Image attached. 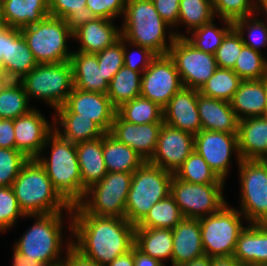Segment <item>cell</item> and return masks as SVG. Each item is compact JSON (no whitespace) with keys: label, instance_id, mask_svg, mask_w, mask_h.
Returning <instances> with one entry per match:
<instances>
[{"label":"cell","instance_id":"obj_66","mask_svg":"<svg viewBox=\"0 0 267 266\" xmlns=\"http://www.w3.org/2000/svg\"><path fill=\"white\" fill-rule=\"evenodd\" d=\"M262 117L267 121V108L265 109Z\"/></svg>","mask_w":267,"mask_h":266},{"label":"cell","instance_id":"obj_14","mask_svg":"<svg viewBox=\"0 0 267 266\" xmlns=\"http://www.w3.org/2000/svg\"><path fill=\"white\" fill-rule=\"evenodd\" d=\"M175 63L168 55H157L142 73L140 96L164 108L183 88Z\"/></svg>","mask_w":267,"mask_h":266},{"label":"cell","instance_id":"obj_27","mask_svg":"<svg viewBox=\"0 0 267 266\" xmlns=\"http://www.w3.org/2000/svg\"><path fill=\"white\" fill-rule=\"evenodd\" d=\"M70 62L73 68V85L82 91L107 94L109 83L104 79L96 54L73 50Z\"/></svg>","mask_w":267,"mask_h":266},{"label":"cell","instance_id":"obj_54","mask_svg":"<svg viewBox=\"0 0 267 266\" xmlns=\"http://www.w3.org/2000/svg\"><path fill=\"white\" fill-rule=\"evenodd\" d=\"M61 266H102L98 263L82 256L78 251H76L72 246L67 250L63 260L61 261Z\"/></svg>","mask_w":267,"mask_h":266},{"label":"cell","instance_id":"obj_12","mask_svg":"<svg viewBox=\"0 0 267 266\" xmlns=\"http://www.w3.org/2000/svg\"><path fill=\"white\" fill-rule=\"evenodd\" d=\"M225 183H189L173 175L171 192L185 218L199 219L219 211L226 203Z\"/></svg>","mask_w":267,"mask_h":266},{"label":"cell","instance_id":"obj_30","mask_svg":"<svg viewBox=\"0 0 267 266\" xmlns=\"http://www.w3.org/2000/svg\"><path fill=\"white\" fill-rule=\"evenodd\" d=\"M84 192L93 184L101 181L107 172L103 151L102 137L75 144Z\"/></svg>","mask_w":267,"mask_h":266},{"label":"cell","instance_id":"obj_25","mask_svg":"<svg viewBox=\"0 0 267 266\" xmlns=\"http://www.w3.org/2000/svg\"><path fill=\"white\" fill-rule=\"evenodd\" d=\"M241 231L233 257L244 266L267 264V223H248Z\"/></svg>","mask_w":267,"mask_h":266},{"label":"cell","instance_id":"obj_39","mask_svg":"<svg viewBox=\"0 0 267 266\" xmlns=\"http://www.w3.org/2000/svg\"><path fill=\"white\" fill-rule=\"evenodd\" d=\"M241 81L232 69L217 68L200 88L199 93L206 97L231 102Z\"/></svg>","mask_w":267,"mask_h":266},{"label":"cell","instance_id":"obj_35","mask_svg":"<svg viewBox=\"0 0 267 266\" xmlns=\"http://www.w3.org/2000/svg\"><path fill=\"white\" fill-rule=\"evenodd\" d=\"M116 113L132 124L164 123L163 108L142 96L123 103Z\"/></svg>","mask_w":267,"mask_h":266},{"label":"cell","instance_id":"obj_49","mask_svg":"<svg viewBox=\"0 0 267 266\" xmlns=\"http://www.w3.org/2000/svg\"><path fill=\"white\" fill-rule=\"evenodd\" d=\"M98 65L101 68L104 79L110 83L113 76L124 66L123 59V37L115 41L103 51L98 52Z\"/></svg>","mask_w":267,"mask_h":266},{"label":"cell","instance_id":"obj_58","mask_svg":"<svg viewBox=\"0 0 267 266\" xmlns=\"http://www.w3.org/2000/svg\"><path fill=\"white\" fill-rule=\"evenodd\" d=\"M212 266H244L234 257L212 258Z\"/></svg>","mask_w":267,"mask_h":266},{"label":"cell","instance_id":"obj_26","mask_svg":"<svg viewBox=\"0 0 267 266\" xmlns=\"http://www.w3.org/2000/svg\"><path fill=\"white\" fill-rule=\"evenodd\" d=\"M238 148L244 160H267V121L263 117L239 121Z\"/></svg>","mask_w":267,"mask_h":266},{"label":"cell","instance_id":"obj_17","mask_svg":"<svg viewBox=\"0 0 267 266\" xmlns=\"http://www.w3.org/2000/svg\"><path fill=\"white\" fill-rule=\"evenodd\" d=\"M117 109L107 94L82 91L73 88L64 105L55 113H76L97 123L106 133H110Z\"/></svg>","mask_w":267,"mask_h":266},{"label":"cell","instance_id":"obj_52","mask_svg":"<svg viewBox=\"0 0 267 266\" xmlns=\"http://www.w3.org/2000/svg\"><path fill=\"white\" fill-rule=\"evenodd\" d=\"M160 17L172 28L178 26L180 0H152ZM177 25V26H176Z\"/></svg>","mask_w":267,"mask_h":266},{"label":"cell","instance_id":"obj_8","mask_svg":"<svg viewBox=\"0 0 267 266\" xmlns=\"http://www.w3.org/2000/svg\"><path fill=\"white\" fill-rule=\"evenodd\" d=\"M20 83L30 98L44 100L54 111L64 105L74 88L70 61L38 64Z\"/></svg>","mask_w":267,"mask_h":266},{"label":"cell","instance_id":"obj_23","mask_svg":"<svg viewBox=\"0 0 267 266\" xmlns=\"http://www.w3.org/2000/svg\"><path fill=\"white\" fill-rule=\"evenodd\" d=\"M172 266H179L205 255L200 220L184 218L173 229Z\"/></svg>","mask_w":267,"mask_h":266},{"label":"cell","instance_id":"obj_50","mask_svg":"<svg viewBox=\"0 0 267 266\" xmlns=\"http://www.w3.org/2000/svg\"><path fill=\"white\" fill-rule=\"evenodd\" d=\"M130 46L135 47V51H137L131 52L129 49ZM156 56L157 55L148 48L131 43L123 38V62L124 66L129 69L143 73Z\"/></svg>","mask_w":267,"mask_h":266},{"label":"cell","instance_id":"obj_56","mask_svg":"<svg viewBox=\"0 0 267 266\" xmlns=\"http://www.w3.org/2000/svg\"><path fill=\"white\" fill-rule=\"evenodd\" d=\"M13 262L12 266H44V264L40 263L37 260H33L28 258V256H24L13 248Z\"/></svg>","mask_w":267,"mask_h":266},{"label":"cell","instance_id":"obj_40","mask_svg":"<svg viewBox=\"0 0 267 266\" xmlns=\"http://www.w3.org/2000/svg\"><path fill=\"white\" fill-rule=\"evenodd\" d=\"M215 19L212 0H180L178 26L187 33Z\"/></svg>","mask_w":267,"mask_h":266},{"label":"cell","instance_id":"obj_16","mask_svg":"<svg viewBox=\"0 0 267 266\" xmlns=\"http://www.w3.org/2000/svg\"><path fill=\"white\" fill-rule=\"evenodd\" d=\"M195 135L163 123L151 164L175 173L194 151Z\"/></svg>","mask_w":267,"mask_h":266},{"label":"cell","instance_id":"obj_21","mask_svg":"<svg viewBox=\"0 0 267 266\" xmlns=\"http://www.w3.org/2000/svg\"><path fill=\"white\" fill-rule=\"evenodd\" d=\"M162 125L163 123L132 124L116 113L110 134L148 161L155 152Z\"/></svg>","mask_w":267,"mask_h":266},{"label":"cell","instance_id":"obj_2","mask_svg":"<svg viewBox=\"0 0 267 266\" xmlns=\"http://www.w3.org/2000/svg\"><path fill=\"white\" fill-rule=\"evenodd\" d=\"M51 144L49 156L43 157ZM44 150V151H43ZM44 167L56 192L71 207L78 206L85 192L82 189V177L75 144L62 138L55 130L48 136L42 153L36 158Z\"/></svg>","mask_w":267,"mask_h":266},{"label":"cell","instance_id":"obj_1","mask_svg":"<svg viewBox=\"0 0 267 266\" xmlns=\"http://www.w3.org/2000/svg\"><path fill=\"white\" fill-rule=\"evenodd\" d=\"M136 226L126 218L99 217L72 213V247L82 256L102 266L130 251L135 243Z\"/></svg>","mask_w":267,"mask_h":266},{"label":"cell","instance_id":"obj_42","mask_svg":"<svg viewBox=\"0 0 267 266\" xmlns=\"http://www.w3.org/2000/svg\"><path fill=\"white\" fill-rule=\"evenodd\" d=\"M262 52L244 46L232 69L242 81L267 77V59Z\"/></svg>","mask_w":267,"mask_h":266},{"label":"cell","instance_id":"obj_45","mask_svg":"<svg viewBox=\"0 0 267 266\" xmlns=\"http://www.w3.org/2000/svg\"><path fill=\"white\" fill-rule=\"evenodd\" d=\"M26 217L18 205L12 186L0 187V233L7 232L19 218Z\"/></svg>","mask_w":267,"mask_h":266},{"label":"cell","instance_id":"obj_64","mask_svg":"<svg viewBox=\"0 0 267 266\" xmlns=\"http://www.w3.org/2000/svg\"><path fill=\"white\" fill-rule=\"evenodd\" d=\"M3 19H2V11H1V4H0V26L3 25Z\"/></svg>","mask_w":267,"mask_h":266},{"label":"cell","instance_id":"obj_61","mask_svg":"<svg viewBox=\"0 0 267 266\" xmlns=\"http://www.w3.org/2000/svg\"><path fill=\"white\" fill-rule=\"evenodd\" d=\"M261 11L267 16V0H256V13L260 14ZM265 18L267 19V17ZM266 19L265 21H267Z\"/></svg>","mask_w":267,"mask_h":266},{"label":"cell","instance_id":"obj_32","mask_svg":"<svg viewBox=\"0 0 267 266\" xmlns=\"http://www.w3.org/2000/svg\"><path fill=\"white\" fill-rule=\"evenodd\" d=\"M102 151L107 172L133 173L145 162L134 149L119 142L110 133L102 136Z\"/></svg>","mask_w":267,"mask_h":266},{"label":"cell","instance_id":"obj_57","mask_svg":"<svg viewBox=\"0 0 267 266\" xmlns=\"http://www.w3.org/2000/svg\"><path fill=\"white\" fill-rule=\"evenodd\" d=\"M107 266H135L133 260V247L127 253L118 256Z\"/></svg>","mask_w":267,"mask_h":266},{"label":"cell","instance_id":"obj_60","mask_svg":"<svg viewBox=\"0 0 267 266\" xmlns=\"http://www.w3.org/2000/svg\"><path fill=\"white\" fill-rule=\"evenodd\" d=\"M6 24L0 26V59L2 58L3 54H5L6 48V31L9 29Z\"/></svg>","mask_w":267,"mask_h":266},{"label":"cell","instance_id":"obj_9","mask_svg":"<svg viewBox=\"0 0 267 266\" xmlns=\"http://www.w3.org/2000/svg\"><path fill=\"white\" fill-rule=\"evenodd\" d=\"M133 173L108 172L90 186L84 200L72 208V213H89L99 217L125 218V207Z\"/></svg>","mask_w":267,"mask_h":266},{"label":"cell","instance_id":"obj_65","mask_svg":"<svg viewBox=\"0 0 267 266\" xmlns=\"http://www.w3.org/2000/svg\"><path fill=\"white\" fill-rule=\"evenodd\" d=\"M44 266H61V262H57L54 264L44 265Z\"/></svg>","mask_w":267,"mask_h":266},{"label":"cell","instance_id":"obj_37","mask_svg":"<svg viewBox=\"0 0 267 266\" xmlns=\"http://www.w3.org/2000/svg\"><path fill=\"white\" fill-rule=\"evenodd\" d=\"M213 19L209 23L191 31V36L184 38L196 49L205 53L215 54L218 47L222 44L225 36L234 28L233 22L227 19H221L225 23L223 27L218 28Z\"/></svg>","mask_w":267,"mask_h":266},{"label":"cell","instance_id":"obj_4","mask_svg":"<svg viewBox=\"0 0 267 266\" xmlns=\"http://www.w3.org/2000/svg\"><path fill=\"white\" fill-rule=\"evenodd\" d=\"M18 205L24 215L67 212L71 231L72 208L56 192L44 167L37 159H29L12 184Z\"/></svg>","mask_w":267,"mask_h":266},{"label":"cell","instance_id":"obj_28","mask_svg":"<svg viewBox=\"0 0 267 266\" xmlns=\"http://www.w3.org/2000/svg\"><path fill=\"white\" fill-rule=\"evenodd\" d=\"M2 19L8 27L21 29L50 15L48 0H0Z\"/></svg>","mask_w":267,"mask_h":266},{"label":"cell","instance_id":"obj_15","mask_svg":"<svg viewBox=\"0 0 267 266\" xmlns=\"http://www.w3.org/2000/svg\"><path fill=\"white\" fill-rule=\"evenodd\" d=\"M194 150L224 181L229 175L232 154L236 155L237 163L242 160L238 148L237 133L201 130L195 135Z\"/></svg>","mask_w":267,"mask_h":266},{"label":"cell","instance_id":"obj_18","mask_svg":"<svg viewBox=\"0 0 267 266\" xmlns=\"http://www.w3.org/2000/svg\"><path fill=\"white\" fill-rule=\"evenodd\" d=\"M15 149L29 159H36L41 153L48 136L54 131V124L48 122L35 107L27 114L13 119Z\"/></svg>","mask_w":267,"mask_h":266},{"label":"cell","instance_id":"obj_13","mask_svg":"<svg viewBox=\"0 0 267 266\" xmlns=\"http://www.w3.org/2000/svg\"><path fill=\"white\" fill-rule=\"evenodd\" d=\"M168 55L186 88L200 90L218 68L214 54L196 49L184 37L175 38Z\"/></svg>","mask_w":267,"mask_h":266},{"label":"cell","instance_id":"obj_44","mask_svg":"<svg viewBox=\"0 0 267 266\" xmlns=\"http://www.w3.org/2000/svg\"><path fill=\"white\" fill-rule=\"evenodd\" d=\"M50 16L62 18L72 26L90 18L86 0H48Z\"/></svg>","mask_w":267,"mask_h":266},{"label":"cell","instance_id":"obj_62","mask_svg":"<svg viewBox=\"0 0 267 266\" xmlns=\"http://www.w3.org/2000/svg\"><path fill=\"white\" fill-rule=\"evenodd\" d=\"M9 78L0 70V91L7 84Z\"/></svg>","mask_w":267,"mask_h":266},{"label":"cell","instance_id":"obj_59","mask_svg":"<svg viewBox=\"0 0 267 266\" xmlns=\"http://www.w3.org/2000/svg\"><path fill=\"white\" fill-rule=\"evenodd\" d=\"M179 266H212V258L207 255H203Z\"/></svg>","mask_w":267,"mask_h":266},{"label":"cell","instance_id":"obj_47","mask_svg":"<svg viewBox=\"0 0 267 266\" xmlns=\"http://www.w3.org/2000/svg\"><path fill=\"white\" fill-rule=\"evenodd\" d=\"M28 160L29 158L16 149L0 148V187L12 186Z\"/></svg>","mask_w":267,"mask_h":266},{"label":"cell","instance_id":"obj_20","mask_svg":"<svg viewBox=\"0 0 267 266\" xmlns=\"http://www.w3.org/2000/svg\"><path fill=\"white\" fill-rule=\"evenodd\" d=\"M199 90L183 87L163 108L165 124L196 135L202 130L197 108Z\"/></svg>","mask_w":267,"mask_h":266},{"label":"cell","instance_id":"obj_38","mask_svg":"<svg viewBox=\"0 0 267 266\" xmlns=\"http://www.w3.org/2000/svg\"><path fill=\"white\" fill-rule=\"evenodd\" d=\"M33 108L20 81L9 80L0 91V119H15Z\"/></svg>","mask_w":267,"mask_h":266},{"label":"cell","instance_id":"obj_53","mask_svg":"<svg viewBox=\"0 0 267 266\" xmlns=\"http://www.w3.org/2000/svg\"><path fill=\"white\" fill-rule=\"evenodd\" d=\"M0 148L15 149L13 119H0Z\"/></svg>","mask_w":267,"mask_h":266},{"label":"cell","instance_id":"obj_34","mask_svg":"<svg viewBox=\"0 0 267 266\" xmlns=\"http://www.w3.org/2000/svg\"><path fill=\"white\" fill-rule=\"evenodd\" d=\"M142 72L123 66L109 83L107 96L117 109L123 103L140 96Z\"/></svg>","mask_w":267,"mask_h":266},{"label":"cell","instance_id":"obj_6","mask_svg":"<svg viewBox=\"0 0 267 266\" xmlns=\"http://www.w3.org/2000/svg\"><path fill=\"white\" fill-rule=\"evenodd\" d=\"M173 173L145 161L132 174L125 218L135 226L146 216L155 203L171 192Z\"/></svg>","mask_w":267,"mask_h":266},{"label":"cell","instance_id":"obj_51","mask_svg":"<svg viewBox=\"0 0 267 266\" xmlns=\"http://www.w3.org/2000/svg\"><path fill=\"white\" fill-rule=\"evenodd\" d=\"M126 0H86L90 18L114 20L124 15Z\"/></svg>","mask_w":267,"mask_h":266},{"label":"cell","instance_id":"obj_43","mask_svg":"<svg viewBox=\"0 0 267 266\" xmlns=\"http://www.w3.org/2000/svg\"><path fill=\"white\" fill-rule=\"evenodd\" d=\"M233 25L240 33L245 46L259 52H262L261 47L267 46V21L260 20L258 14L237 19L233 22ZM246 30L248 38L245 36Z\"/></svg>","mask_w":267,"mask_h":266},{"label":"cell","instance_id":"obj_3","mask_svg":"<svg viewBox=\"0 0 267 266\" xmlns=\"http://www.w3.org/2000/svg\"><path fill=\"white\" fill-rule=\"evenodd\" d=\"M123 17L121 36L156 55L168 54L175 38L185 37L178 31H170V26L160 17L152 0H126Z\"/></svg>","mask_w":267,"mask_h":266},{"label":"cell","instance_id":"obj_36","mask_svg":"<svg viewBox=\"0 0 267 266\" xmlns=\"http://www.w3.org/2000/svg\"><path fill=\"white\" fill-rule=\"evenodd\" d=\"M185 217L170 194L158 201L146 216L136 225V228L173 229Z\"/></svg>","mask_w":267,"mask_h":266},{"label":"cell","instance_id":"obj_11","mask_svg":"<svg viewBox=\"0 0 267 266\" xmlns=\"http://www.w3.org/2000/svg\"><path fill=\"white\" fill-rule=\"evenodd\" d=\"M240 210L249 223H267V160H244L238 163Z\"/></svg>","mask_w":267,"mask_h":266},{"label":"cell","instance_id":"obj_63","mask_svg":"<svg viewBox=\"0 0 267 266\" xmlns=\"http://www.w3.org/2000/svg\"><path fill=\"white\" fill-rule=\"evenodd\" d=\"M265 95H266V108H267V77L265 78Z\"/></svg>","mask_w":267,"mask_h":266},{"label":"cell","instance_id":"obj_41","mask_svg":"<svg viewBox=\"0 0 267 266\" xmlns=\"http://www.w3.org/2000/svg\"><path fill=\"white\" fill-rule=\"evenodd\" d=\"M173 175L176 178L189 183H225V181L217 176L202 156L195 150Z\"/></svg>","mask_w":267,"mask_h":266},{"label":"cell","instance_id":"obj_10","mask_svg":"<svg viewBox=\"0 0 267 266\" xmlns=\"http://www.w3.org/2000/svg\"><path fill=\"white\" fill-rule=\"evenodd\" d=\"M246 218L227 203L217 212L200 220L202 246L211 258L233 257ZM242 220V222H241Z\"/></svg>","mask_w":267,"mask_h":266},{"label":"cell","instance_id":"obj_46","mask_svg":"<svg viewBox=\"0 0 267 266\" xmlns=\"http://www.w3.org/2000/svg\"><path fill=\"white\" fill-rule=\"evenodd\" d=\"M215 17L234 22L256 13V0H212Z\"/></svg>","mask_w":267,"mask_h":266},{"label":"cell","instance_id":"obj_29","mask_svg":"<svg viewBox=\"0 0 267 266\" xmlns=\"http://www.w3.org/2000/svg\"><path fill=\"white\" fill-rule=\"evenodd\" d=\"M230 103L239 121L262 117L266 109L265 78L241 81Z\"/></svg>","mask_w":267,"mask_h":266},{"label":"cell","instance_id":"obj_7","mask_svg":"<svg viewBox=\"0 0 267 266\" xmlns=\"http://www.w3.org/2000/svg\"><path fill=\"white\" fill-rule=\"evenodd\" d=\"M20 31L38 64L70 61L73 50L67 40L73 38V27L64 19L49 15Z\"/></svg>","mask_w":267,"mask_h":266},{"label":"cell","instance_id":"obj_33","mask_svg":"<svg viewBox=\"0 0 267 266\" xmlns=\"http://www.w3.org/2000/svg\"><path fill=\"white\" fill-rule=\"evenodd\" d=\"M134 245L143 253L159 260L170 259L172 266L173 234L172 229L135 228Z\"/></svg>","mask_w":267,"mask_h":266},{"label":"cell","instance_id":"obj_24","mask_svg":"<svg viewBox=\"0 0 267 266\" xmlns=\"http://www.w3.org/2000/svg\"><path fill=\"white\" fill-rule=\"evenodd\" d=\"M197 108L202 130L238 133L239 119L230 102L198 93Z\"/></svg>","mask_w":267,"mask_h":266},{"label":"cell","instance_id":"obj_22","mask_svg":"<svg viewBox=\"0 0 267 266\" xmlns=\"http://www.w3.org/2000/svg\"><path fill=\"white\" fill-rule=\"evenodd\" d=\"M38 65L20 29L6 31L5 54L0 59V70L9 80L20 81Z\"/></svg>","mask_w":267,"mask_h":266},{"label":"cell","instance_id":"obj_55","mask_svg":"<svg viewBox=\"0 0 267 266\" xmlns=\"http://www.w3.org/2000/svg\"><path fill=\"white\" fill-rule=\"evenodd\" d=\"M133 260L135 266H165L159 260L143 253L135 245L133 246Z\"/></svg>","mask_w":267,"mask_h":266},{"label":"cell","instance_id":"obj_19","mask_svg":"<svg viewBox=\"0 0 267 266\" xmlns=\"http://www.w3.org/2000/svg\"><path fill=\"white\" fill-rule=\"evenodd\" d=\"M114 20L103 18H86L75 23L73 39L78 41L77 51L97 54L111 46L121 36V28L116 27Z\"/></svg>","mask_w":267,"mask_h":266},{"label":"cell","instance_id":"obj_31","mask_svg":"<svg viewBox=\"0 0 267 266\" xmlns=\"http://www.w3.org/2000/svg\"><path fill=\"white\" fill-rule=\"evenodd\" d=\"M52 121L54 130L62 138L73 144L94 140L102 137L106 132L93 120L79 117L76 113H54ZM61 127H59V125ZM59 127V128H58ZM62 129V130H60Z\"/></svg>","mask_w":267,"mask_h":266},{"label":"cell","instance_id":"obj_5","mask_svg":"<svg viewBox=\"0 0 267 266\" xmlns=\"http://www.w3.org/2000/svg\"><path fill=\"white\" fill-rule=\"evenodd\" d=\"M62 213L64 212L27 215V218H33L36 221L15 242L14 249L44 265L61 262L64 258L62 251L64 254L72 246V239H67L68 242H65L67 244L63 243V217L65 216ZM63 244L66 248H63Z\"/></svg>","mask_w":267,"mask_h":266},{"label":"cell","instance_id":"obj_48","mask_svg":"<svg viewBox=\"0 0 267 266\" xmlns=\"http://www.w3.org/2000/svg\"><path fill=\"white\" fill-rule=\"evenodd\" d=\"M244 43L240 33L233 28L223 39L222 44L215 52L218 68L233 69L237 57L240 55Z\"/></svg>","mask_w":267,"mask_h":266}]
</instances>
